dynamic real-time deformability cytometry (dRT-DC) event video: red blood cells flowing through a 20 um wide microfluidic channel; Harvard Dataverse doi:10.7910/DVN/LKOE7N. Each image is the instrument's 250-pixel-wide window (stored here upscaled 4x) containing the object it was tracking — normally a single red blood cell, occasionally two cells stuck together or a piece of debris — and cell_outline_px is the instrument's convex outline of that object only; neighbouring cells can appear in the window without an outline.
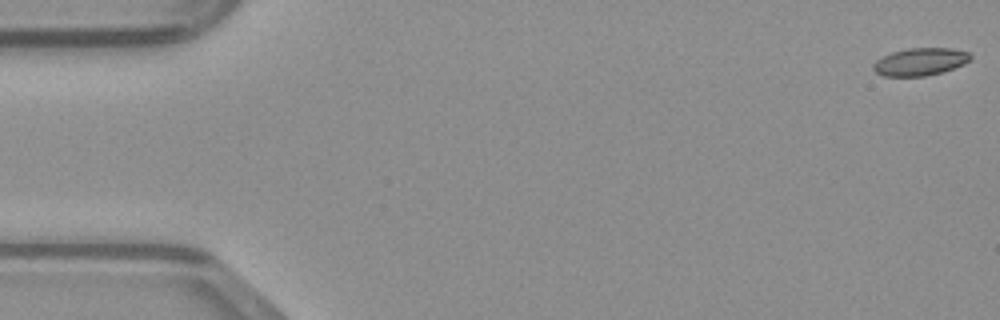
{"species": "common noctule bat (a hibernating species)", "species_latin": "Nyctalus noctula", "temperature_condition": "warm", "stored_images_in_passage": 49, "camera_frame_rate_fps": 3000, "um_per_image_px": 0.085, "animal": {"sex": "male", "body_mass_g": 23.1, "forearm_length_mm": 52.7}, "frame": {"image": 1, "passage_image": 1, "time_ms": 0.0, "image_size_px": [1000, 320], "cell_outline_px": [[972, 56], [964, 64], [940, 72], [924, 76], [884, 76], [876, 72], [872, 68], [872, 64], [876, 60], [892, 52], [908, 48], [952, 48], [968, 52]], "centroid_in_image_um": [78.19, 5.24], "position_along_channel_um": 6.8, "area_um2": 15.43}}
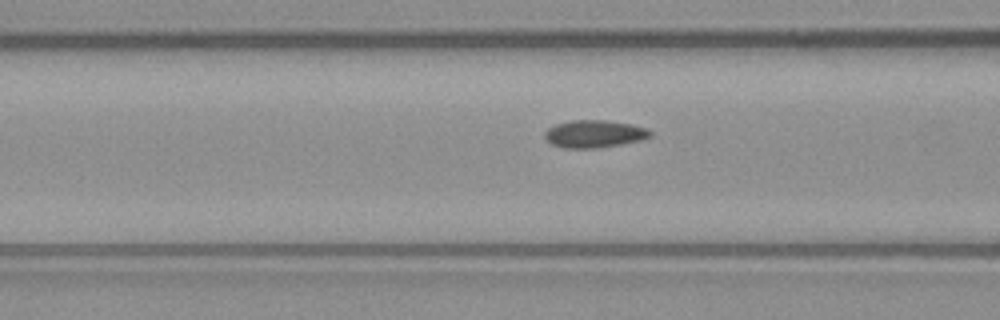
{"frame": {"image": 2, "passage_image": 19, "time_ms": 6.0, "image_size_px": [1000, 320], "cell_outline_px": [[652, 136], [640, 140], [620, 144], [596, 148], [564, 148], [552, 144], [544, 136], [544, 132], [548, 128], [556, 124], [572, 120], [608, 120], [632, 124], [648, 128], [652, 132]], "centroid_in_image_um": [50.53, 11.37], "position_along_channel_um": 116.1, "area_um2": 16.94}}
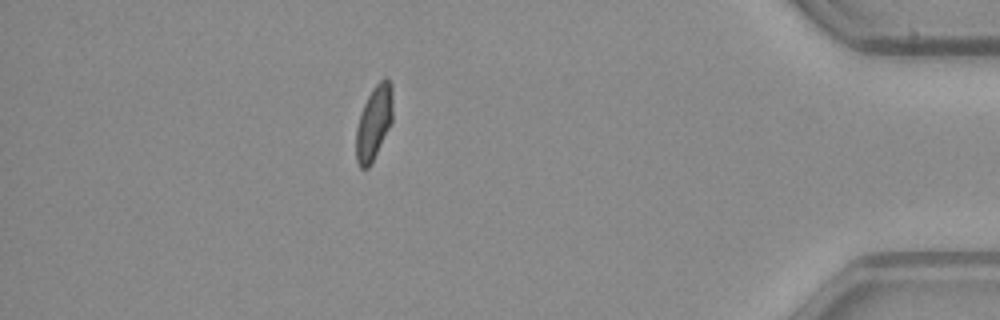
{"frame": {"image": 3, "passage_image": 43, "time_ms": 14.0, "image_size_px": [1000, 320], "cell_outline_px": [[392, 120], [372, 164], [368, 168], [360, 168], [356, 160], [356, 128], [360, 112], [372, 88], [384, 76], [388, 76], [392, 84]], "centroid_in_image_um": [31.78, 10.4], "position_along_channel_um": 403.4, "area_um2": 16.01}}